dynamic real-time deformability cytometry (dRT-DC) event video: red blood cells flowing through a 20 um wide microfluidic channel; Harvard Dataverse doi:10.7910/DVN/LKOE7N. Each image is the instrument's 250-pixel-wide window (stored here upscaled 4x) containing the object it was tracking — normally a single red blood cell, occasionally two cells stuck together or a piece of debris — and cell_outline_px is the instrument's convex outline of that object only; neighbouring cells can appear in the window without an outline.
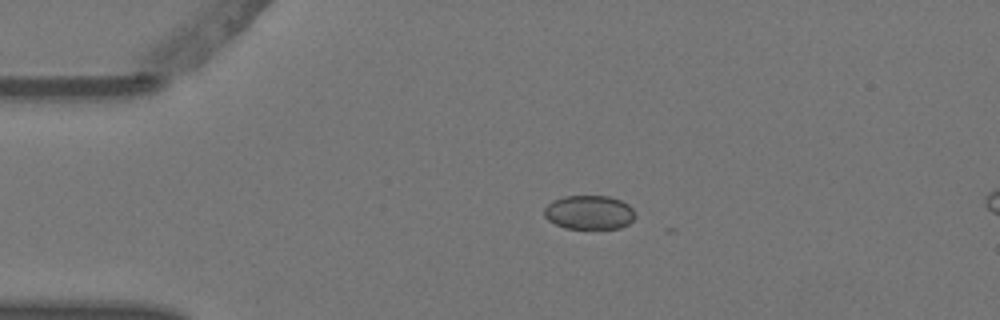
{"species": "Egyptian fruit bat (a non-hibernating species)", "species_latin": "Rousettus aegyptiacus", "temperature_condition": "warm", "stored_images_in_passage": 5, "camera_frame_rate_fps": 3000, "um_per_image_px": 0.085, "animal": {"sex": "female"}, "frame": {"image": 1, "passage_image": 3, "time_ms": 0.667, "image_size_px": [1000, 320], "cell_outline_px": [[636, 216], [628, 224], [620, 228], [564, 228], [548, 220], [544, 216], [544, 208], [552, 200], [564, 196], [608, 196], [620, 200], [628, 204], [632, 208]], "centroid_in_image_um": [50.07, 18.05], "position_along_channel_um": 34.9, "area_um2": 18.03}}